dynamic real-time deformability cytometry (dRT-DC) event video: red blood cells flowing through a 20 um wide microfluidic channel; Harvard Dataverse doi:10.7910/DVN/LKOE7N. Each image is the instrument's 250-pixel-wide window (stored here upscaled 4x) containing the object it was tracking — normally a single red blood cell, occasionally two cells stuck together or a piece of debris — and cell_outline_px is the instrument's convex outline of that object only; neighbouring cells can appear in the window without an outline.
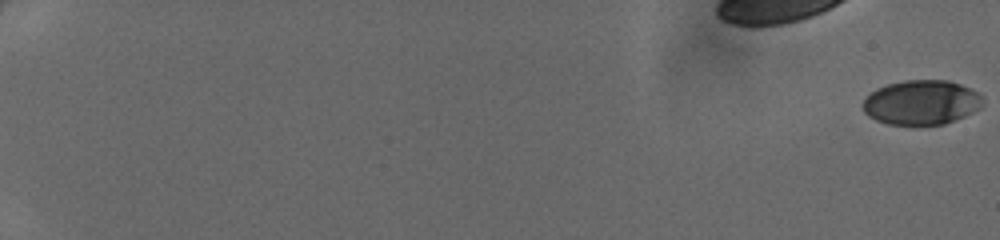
{"species": "human", "species_latin": "Homo sapiens", "temperature_condition": "cold", "stored_images_in_passage": 29, "camera_frame_rate_fps": 3000, "um_per_image_px": 0.085, "donor": {"sex": "female"}, "frame": {"image": 1, "passage_image": 1, "time_ms": 0.0, "image_size_px": [1000, 240], "cell_outline_px": [[984, 96], [980, 108], [964, 116], [944, 124], [888, 124], [876, 120], [868, 116], [864, 112], [864, 100], [876, 88], [888, 84], [904, 80], [948, 80], [960, 84]], "centroid_in_image_um": [78.32, 8.7], "position_along_channel_um": 6.7, "area_um2": 30.87}}
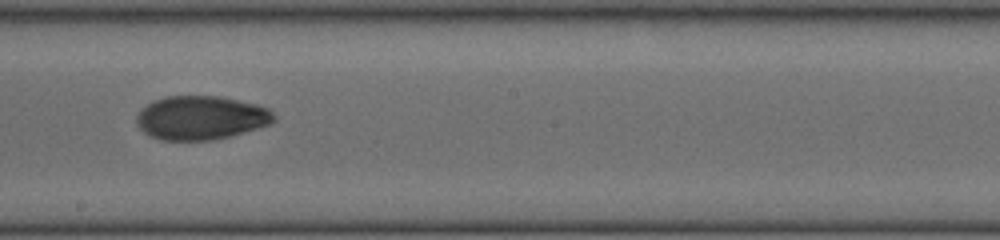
{"frame": {"image": 2, "passage_image": 18, "time_ms": 5.667, "image_size_px": [1000, 240], "cell_outline_px": [[276, 120], [268, 124], [256, 128], [228, 136], [212, 140], [160, 140], [148, 136], [136, 124], [136, 116], [148, 104], [164, 96], [220, 96], [256, 104], [268, 108], [276, 116]], "centroid_in_image_um": [17.06, 10.01], "position_along_channel_um": 231.1, "area_um2": 34.85}}
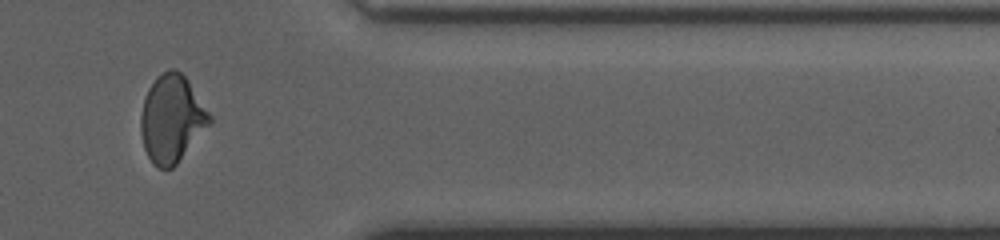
{"frame": {"image": 3, "passage_image": 25, "time_ms": 8.0, "image_size_px": [1000, 240], "cell_outline_px": [[212, 124], [176, 164], [172, 168], [160, 168], [152, 164], [144, 148], [140, 132], [140, 116], [144, 96], [148, 88], [156, 76], [172, 68], [180, 72], [188, 80], [212, 116]], "centroid_in_image_um": [14.6, 10.1], "position_along_channel_um": 396.8, "area_um2": 35.26}}